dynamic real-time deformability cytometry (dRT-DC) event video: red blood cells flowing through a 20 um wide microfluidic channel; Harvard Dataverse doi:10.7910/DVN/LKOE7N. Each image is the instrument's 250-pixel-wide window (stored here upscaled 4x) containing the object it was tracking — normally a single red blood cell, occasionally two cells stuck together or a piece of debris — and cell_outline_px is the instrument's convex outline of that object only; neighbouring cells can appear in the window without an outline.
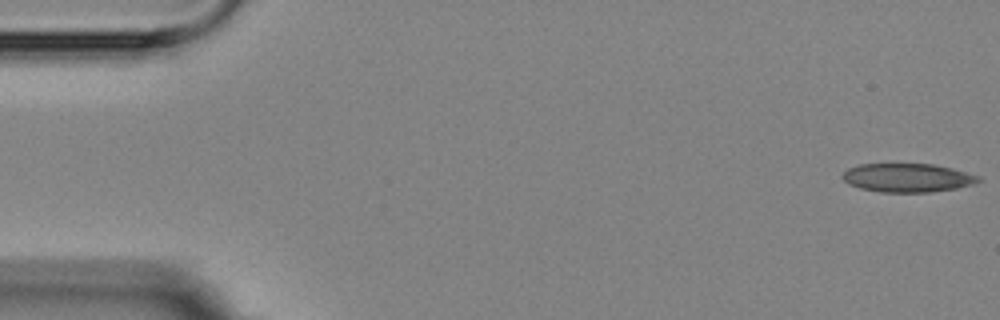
{"species": "Egyptian fruit bat (a non-hibernating species)", "species_latin": "Rousettus aegyptiacus", "temperature_condition": "room temperature", "stored_images_in_passage": 5, "camera_frame_rate_fps": 3000, "um_per_image_px": 0.085, "animal": {"sex": "female"}, "frame": {"image": 1, "passage_image": 1, "time_ms": 0.0, "image_size_px": [1000, 320], "cell_outline_px": [[980, 180], [972, 184], [956, 188], [932, 192], [880, 192], [860, 188], [848, 184], [840, 176], [848, 168], [856, 164], [932, 164], [952, 168], [980, 176]], "centroid_in_image_um": [77.09, 15.11], "position_along_channel_um": 7.9, "area_um2": 22.72}}
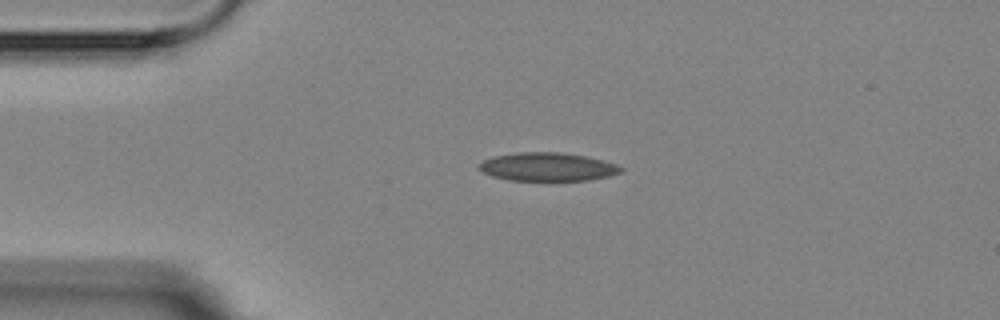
{"frame": {"image": 2, "passage_image": 4, "time_ms": 3.667, "image_size_px": [1000, 320], "cell_outline_px": [[624, 172], [608, 176], [588, 180], [508, 180], [492, 176], [476, 168], [476, 164], [492, 156], [516, 152], [560, 152], [588, 156], [604, 160], [616, 164], [624, 168]], "centroid_in_image_um": [46.53, 14.17], "position_along_channel_um": 38.5, "area_um2": 23.76}}